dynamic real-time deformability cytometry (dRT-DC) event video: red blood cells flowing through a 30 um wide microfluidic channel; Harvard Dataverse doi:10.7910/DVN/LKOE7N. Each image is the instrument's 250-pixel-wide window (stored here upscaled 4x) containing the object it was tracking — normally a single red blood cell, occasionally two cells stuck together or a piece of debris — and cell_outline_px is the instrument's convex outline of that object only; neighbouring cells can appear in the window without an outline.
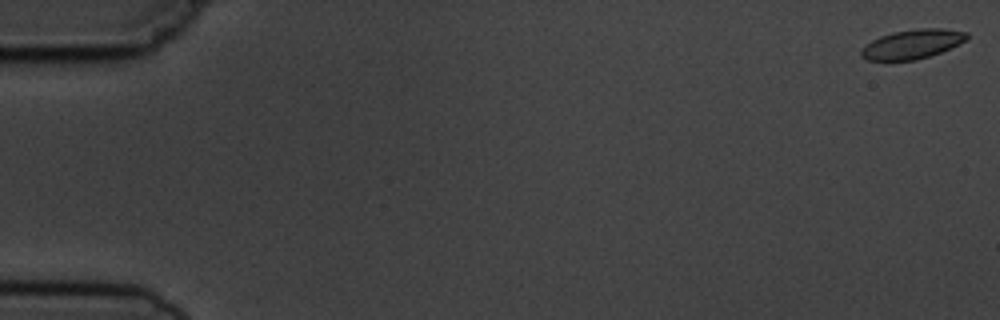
{"species": "common noctule bat (a hibernating species)", "species_latin": "Nyctalus noctula", "temperature_condition": "cold", "stored_images_in_passage": 6, "camera_frame_rate_fps": 3000, "um_per_image_px": 0.085, "animal": {"sex": "male", "body_mass_g": 19.5, "forearm_length_mm": 54.6}, "frame": {"image": 1, "passage_image": 1, "time_ms": 0.0, "image_size_px": [1000, 320], "cell_outline_px": [[968, 40], [940, 52], [916, 60], [864, 60], [860, 56], [860, 52], [864, 44], [880, 36], [892, 32], [920, 28], [944, 28], [968, 32]], "centroid_in_image_um": [77.53, 3.74], "position_along_channel_um": 7.5, "area_um2": 18.15}}
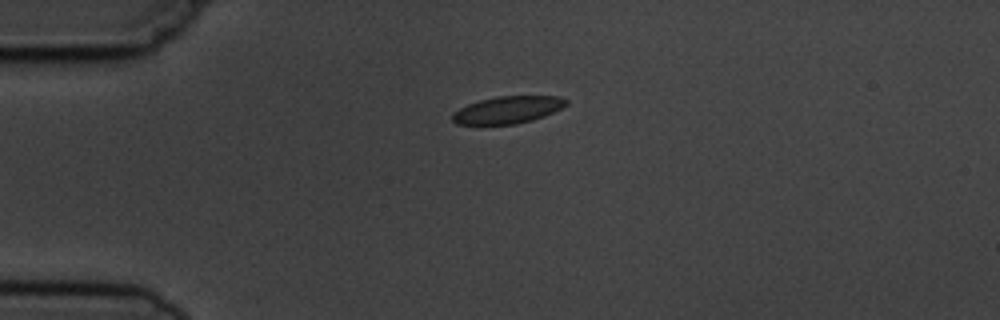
{"frame": {"image": 2, "passage_image": 5, "time_ms": 4.333, "image_size_px": [1000, 320], "cell_outline_px": [[568, 104], [544, 116], [532, 120], [516, 124], [456, 124], [452, 120], [452, 112], [468, 104], [480, 100], [496, 96], [560, 96], [568, 100]], "centroid_in_image_um": [43.15, 9.33], "position_along_channel_um": 41.9, "area_um2": 17.98}}